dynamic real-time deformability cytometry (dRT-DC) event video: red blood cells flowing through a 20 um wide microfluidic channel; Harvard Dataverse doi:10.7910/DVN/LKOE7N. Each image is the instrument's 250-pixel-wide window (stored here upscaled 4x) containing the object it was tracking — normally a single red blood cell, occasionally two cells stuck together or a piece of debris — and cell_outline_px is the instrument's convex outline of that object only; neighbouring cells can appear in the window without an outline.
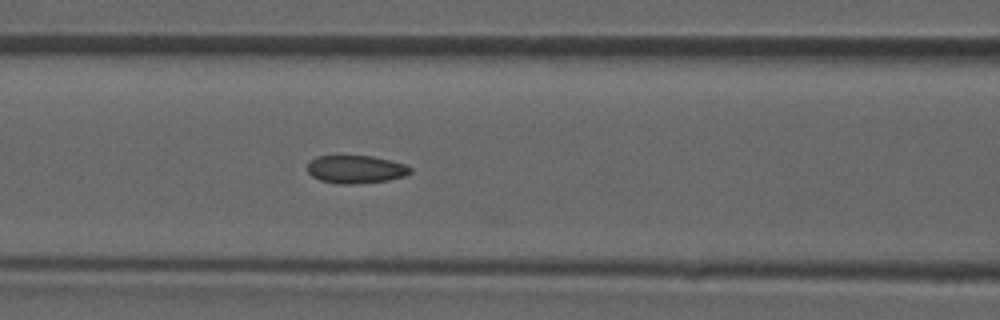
{"species": "common noctule bat (a hibernating species)", "species_latin": "Nyctalus noctula", "temperature_condition": "room temperature", "stored_images_in_passage": 32, "camera_frame_rate_fps": 3000, "um_per_image_px": 0.085, "animal": {"sex": "male", "forearm_length_mm": 52.5}, "frame": {"image": 1, "passage_image": 5, "time_ms": 1.333, "image_size_px": [1000, 320], "cell_outline_px": [[412, 172], [408, 176], [388, 180], [352, 184], [340, 184], [320, 180], [312, 176], [308, 172], [308, 164], [316, 156], [372, 156], [404, 164], [412, 168]], "centroid_in_image_um": [30.27, 14.4], "position_along_channel_um": 136.3, "area_um2": 16.7}}